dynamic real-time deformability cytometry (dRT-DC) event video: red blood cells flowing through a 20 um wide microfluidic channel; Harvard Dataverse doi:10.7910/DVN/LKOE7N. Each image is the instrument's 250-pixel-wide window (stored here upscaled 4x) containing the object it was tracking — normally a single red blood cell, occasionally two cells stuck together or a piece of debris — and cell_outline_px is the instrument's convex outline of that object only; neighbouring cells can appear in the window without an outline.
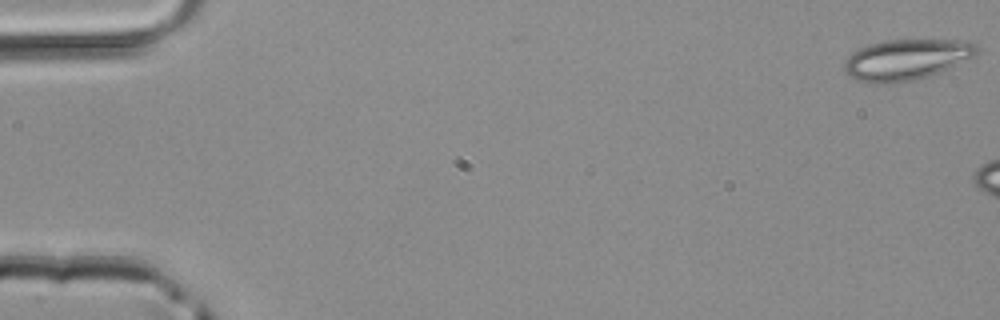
{"species": "common noctule bat (a hibernating species)", "species_latin": "Nyctalus noctula", "temperature_condition": "room temperature", "stored_images_in_passage": 6, "camera_frame_rate_fps": 3000, "um_per_image_px": 0.085, "animal": {"sex": "male", "body_mass_g": 20.4}, "frame": {"image": 1, "passage_image": 1, "time_ms": 0.0, "image_size_px": [1000, 320], "cell_outline_px": [[980, 52], [976, 56], [948, 68], [928, 76], [912, 80], [888, 84], [880, 84], [856, 80], [848, 76], [844, 68], [844, 64], [848, 56], [852, 52], [868, 44], [884, 40], [956, 40], [976, 44], [980, 48]], "centroid_in_image_um": [77.03, 5.06], "position_along_channel_um": 8.0, "area_um2": 31.5}}